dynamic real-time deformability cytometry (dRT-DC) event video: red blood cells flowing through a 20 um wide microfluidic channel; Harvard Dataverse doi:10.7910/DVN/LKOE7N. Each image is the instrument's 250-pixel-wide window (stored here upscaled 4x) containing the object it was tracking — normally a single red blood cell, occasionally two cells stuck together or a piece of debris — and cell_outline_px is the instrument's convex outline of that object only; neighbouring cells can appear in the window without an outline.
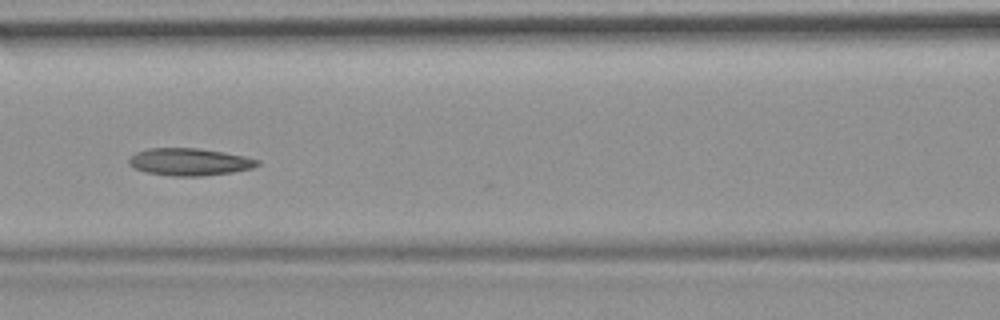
{"species": "common noctule bat (a hibernating species)", "species_latin": "Nyctalus noctula", "temperature_condition": "room temperature", "stored_images_in_passage": 15, "camera_frame_rate_fps": 3000, "um_per_image_px": 0.085, "animal": {"sex": "female", "body_mass_g": 19.9}, "frame": {"image": 1, "passage_image": 7, "time_ms": 2.0, "image_size_px": [1000, 320], "cell_outline_px": [[260, 164], [252, 168], [232, 172], [204, 176], [172, 176], [144, 172], [132, 168], [128, 164], [128, 160], [136, 152], [148, 148], [196, 148], [224, 152], [244, 156], [260, 160]], "centroid_in_image_um": [16.08, 13.76], "position_along_channel_um": 150.5, "area_um2": 20.58}}